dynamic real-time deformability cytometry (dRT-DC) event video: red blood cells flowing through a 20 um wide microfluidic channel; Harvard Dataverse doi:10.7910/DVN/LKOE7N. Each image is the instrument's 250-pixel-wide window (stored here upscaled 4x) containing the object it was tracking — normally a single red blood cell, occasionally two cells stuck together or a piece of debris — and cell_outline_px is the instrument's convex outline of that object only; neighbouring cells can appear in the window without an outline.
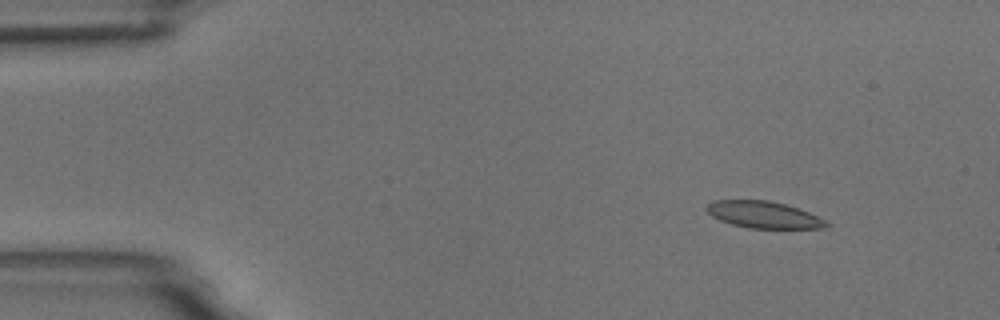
{"species": "common noctule bat (a hibernating species)", "species_latin": "Nyctalus noctula", "temperature_condition": "room temperature", "stored_images_in_passage": 4, "camera_frame_rate_fps": 3000, "um_per_image_px": 0.085, "animal": {"sex": "male", "body_mass_g": 18.8}, "frame": {"image": 1, "passage_image": 1, "time_ms": 0.0, "image_size_px": [1000, 320], "cell_outline_px": [[832, 224], [824, 228], [748, 228], [732, 224], [720, 220], [712, 216], [704, 208], [712, 200], [768, 200], [784, 204], [808, 212], [828, 220]], "centroid_in_image_um": [64.92, 18.25], "position_along_channel_um": 20.1, "area_um2": 18.73}}
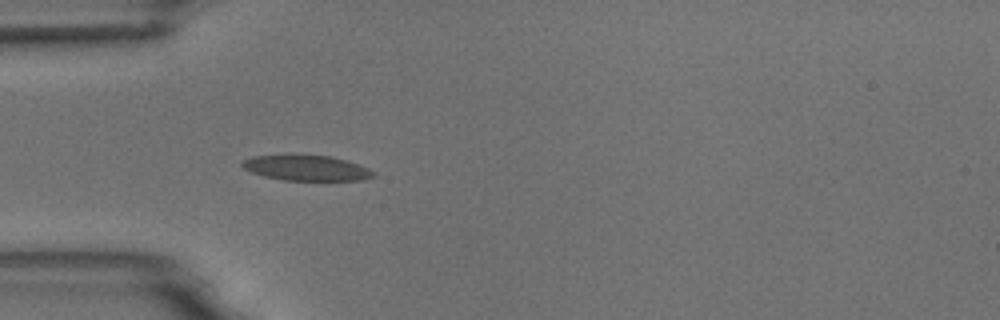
{"frame": {"image": 2, "passage_image": 4, "time_ms": 3.333, "image_size_px": [1000, 320], "cell_outline_px": [[376, 176], [364, 180], [284, 180], [264, 176], [252, 172], [244, 168], [240, 164], [240, 160], [252, 156], [292, 152], [328, 156], [348, 160], [368, 168], [376, 172]], "centroid_in_image_um": [26.01, 14.23], "position_along_channel_um": 59.0, "area_um2": 20.29}}